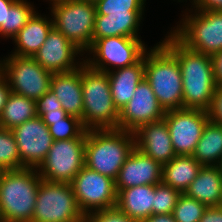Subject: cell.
Masks as SVG:
<instances>
[{
  "label": "cell",
  "instance_id": "6da1fadb",
  "mask_svg": "<svg viewBox=\"0 0 222 222\" xmlns=\"http://www.w3.org/2000/svg\"><path fill=\"white\" fill-rule=\"evenodd\" d=\"M162 43L177 57L183 86V108L207 111L217 88L212 57L190 50L171 33Z\"/></svg>",
  "mask_w": 222,
  "mask_h": 222
},
{
  "label": "cell",
  "instance_id": "7a4b0ae2",
  "mask_svg": "<svg viewBox=\"0 0 222 222\" xmlns=\"http://www.w3.org/2000/svg\"><path fill=\"white\" fill-rule=\"evenodd\" d=\"M134 148V132L120 129H88L85 166L116 180Z\"/></svg>",
  "mask_w": 222,
  "mask_h": 222
},
{
  "label": "cell",
  "instance_id": "3957f363",
  "mask_svg": "<svg viewBox=\"0 0 222 222\" xmlns=\"http://www.w3.org/2000/svg\"><path fill=\"white\" fill-rule=\"evenodd\" d=\"M159 43L144 54V77L165 111L183 108L182 74L177 57Z\"/></svg>",
  "mask_w": 222,
  "mask_h": 222
},
{
  "label": "cell",
  "instance_id": "277c9868",
  "mask_svg": "<svg viewBox=\"0 0 222 222\" xmlns=\"http://www.w3.org/2000/svg\"><path fill=\"white\" fill-rule=\"evenodd\" d=\"M41 177L36 168L4 171L0 178V222H31Z\"/></svg>",
  "mask_w": 222,
  "mask_h": 222
},
{
  "label": "cell",
  "instance_id": "5b68a950",
  "mask_svg": "<svg viewBox=\"0 0 222 222\" xmlns=\"http://www.w3.org/2000/svg\"><path fill=\"white\" fill-rule=\"evenodd\" d=\"M83 95L82 124L88 129H118L119 111L111 95L109 77L102 72L81 64Z\"/></svg>",
  "mask_w": 222,
  "mask_h": 222
},
{
  "label": "cell",
  "instance_id": "8992f818",
  "mask_svg": "<svg viewBox=\"0 0 222 222\" xmlns=\"http://www.w3.org/2000/svg\"><path fill=\"white\" fill-rule=\"evenodd\" d=\"M50 1L53 27L82 52L87 51L93 41L95 3L86 0Z\"/></svg>",
  "mask_w": 222,
  "mask_h": 222
},
{
  "label": "cell",
  "instance_id": "52a82bcc",
  "mask_svg": "<svg viewBox=\"0 0 222 222\" xmlns=\"http://www.w3.org/2000/svg\"><path fill=\"white\" fill-rule=\"evenodd\" d=\"M182 20V25L171 32L182 45L210 56L222 50V11L186 13Z\"/></svg>",
  "mask_w": 222,
  "mask_h": 222
},
{
  "label": "cell",
  "instance_id": "ba28073f",
  "mask_svg": "<svg viewBox=\"0 0 222 222\" xmlns=\"http://www.w3.org/2000/svg\"><path fill=\"white\" fill-rule=\"evenodd\" d=\"M84 219L70 183L41 179L31 222H76Z\"/></svg>",
  "mask_w": 222,
  "mask_h": 222
},
{
  "label": "cell",
  "instance_id": "9c48e42d",
  "mask_svg": "<svg viewBox=\"0 0 222 222\" xmlns=\"http://www.w3.org/2000/svg\"><path fill=\"white\" fill-rule=\"evenodd\" d=\"M87 130L79 137L54 141L37 171L43 180L70 183L85 166Z\"/></svg>",
  "mask_w": 222,
  "mask_h": 222
},
{
  "label": "cell",
  "instance_id": "30bf717a",
  "mask_svg": "<svg viewBox=\"0 0 222 222\" xmlns=\"http://www.w3.org/2000/svg\"><path fill=\"white\" fill-rule=\"evenodd\" d=\"M3 60V76L13 93L37 101L50 90L52 72L33 57L10 55Z\"/></svg>",
  "mask_w": 222,
  "mask_h": 222
},
{
  "label": "cell",
  "instance_id": "8fae6325",
  "mask_svg": "<svg viewBox=\"0 0 222 222\" xmlns=\"http://www.w3.org/2000/svg\"><path fill=\"white\" fill-rule=\"evenodd\" d=\"M146 48L139 38L125 36L104 37L97 41H92L88 51L94 53L92 59H85L83 62L89 67L109 72L108 66H115L120 69L137 63L145 54ZM106 64V65H105Z\"/></svg>",
  "mask_w": 222,
  "mask_h": 222
},
{
  "label": "cell",
  "instance_id": "7c38bea8",
  "mask_svg": "<svg viewBox=\"0 0 222 222\" xmlns=\"http://www.w3.org/2000/svg\"><path fill=\"white\" fill-rule=\"evenodd\" d=\"M84 215L116 207L115 180L84 166L70 182Z\"/></svg>",
  "mask_w": 222,
  "mask_h": 222
},
{
  "label": "cell",
  "instance_id": "4fadbf2b",
  "mask_svg": "<svg viewBox=\"0 0 222 222\" xmlns=\"http://www.w3.org/2000/svg\"><path fill=\"white\" fill-rule=\"evenodd\" d=\"M172 146L177 156H192L209 121L205 110L180 108L164 115Z\"/></svg>",
  "mask_w": 222,
  "mask_h": 222
},
{
  "label": "cell",
  "instance_id": "5bb4252c",
  "mask_svg": "<svg viewBox=\"0 0 222 222\" xmlns=\"http://www.w3.org/2000/svg\"><path fill=\"white\" fill-rule=\"evenodd\" d=\"M23 168H38L54 140L48 126L36 116L12 129Z\"/></svg>",
  "mask_w": 222,
  "mask_h": 222
},
{
  "label": "cell",
  "instance_id": "9a60e30c",
  "mask_svg": "<svg viewBox=\"0 0 222 222\" xmlns=\"http://www.w3.org/2000/svg\"><path fill=\"white\" fill-rule=\"evenodd\" d=\"M165 113L144 77L130 101L119 112L118 129L135 132L143 124L163 119Z\"/></svg>",
  "mask_w": 222,
  "mask_h": 222
},
{
  "label": "cell",
  "instance_id": "2e32d148",
  "mask_svg": "<svg viewBox=\"0 0 222 222\" xmlns=\"http://www.w3.org/2000/svg\"><path fill=\"white\" fill-rule=\"evenodd\" d=\"M81 52L78 47L53 27L33 58L44 69L52 73H66L77 70L81 66L83 62L80 64L74 62L76 55Z\"/></svg>",
  "mask_w": 222,
  "mask_h": 222
},
{
  "label": "cell",
  "instance_id": "e0dca14e",
  "mask_svg": "<svg viewBox=\"0 0 222 222\" xmlns=\"http://www.w3.org/2000/svg\"><path fill=\"white\" fill-rule=\"evenodd\" d=\"M162 182V165L134 148L121 167L115 180L116 192L140 185Z\"/></svg>",
  "mask_w": 222,
  "mask_h": 222
},
{
  "label": "cell",
  "instance_id": "ac0fdd59",
  "mask_svg": "<svg viewBox=\"0 0 222 222\" xmlns=\"http://www.w3.org/2000/svg\"><path fill=\"white\" fill-rule=\"evenodd\" d=\"M135 147L161 165L175 156L165 119L140 126L135 132Z\"/></svg>",
  "mask_w": 222,
  "mask_h": 222
},
{
  "label": "cell",
  "instance_id": "d6986e66",
  "mask_svg": "<svg viewBox=\"0 0 222 222\" xmlns=\"http://www.w3.org/2000/svg\"><path fill=\"white\" fill-rule=\"evenodd\" d=\"M52 90L61 103L63 110L82 121L83 95L81 85V66L74 71L66 73H53L50 82Z\"/></svg>",
  "mask_w": 222,
  "mask_h": 222
},
{
  "label": "cell",
  "instance_id": "ffe728a7",
  "mask_svg": "<svg viewBox=\"0 0 222 222\" xmlns=\"http://www.w3.org/2000/svg\"><path fill=\"white\" fill-rule=\"evenodd\" d=\"M111 95L120 112L134 95L137 85L144 78V56L135 64L109 71Z\"/></svg>",
  "mask_w": 222,
  "mask_h": 222
},
{
  "label": "cell",
  "instance_id": "44dd1931",
  "mask_svg": "<svg viewBox=\"0 0 222 222\" xmlns=\"http://www.w3.org/2000/svg\"><path fill=\"white\" fill-rule=\"evenodd\" d=\"M155 185H140L117 192L116 207L130 218L142 222L153 214Z\"/></svg>",
  "mask_w": 222,
  "mask_h": 222
},
{
  "label": "cell",
  "instance_id": "7402d4cb",
  "mask_svg": "<svg viewBox=\"0 0 222 222\" xmlns=\"http://www.w3.org/2000/svg\"><path fill=\"white\" fill-rule=\"evenodd\" d=\"M184 194L205 204L219 206L222 197V175L218 166H202Z\"/></svg>",
  "mask_w": 222,
  "mask_h": 222
},
{
  "label": "cell",
  "instance_id": "603a6c76",
  "mask_svg": "<svg viewBox=\"0 0 222 222\" xmlns=\"http://www.w3.org/2000/svg\"><path fill=\"white\" fill-rule=\"evenodd\" d=\"M53 28V20L34 13L26 25L13 38L17 45L11 55L33 57Z\"/></svg>",
  "mask_w": 222,
  "mask_h": 222
},
{
  "label": "cell",
  "instance_id": "cb8c5ba5",
  "mask_svg": "<svg viewBox=\"0 0 222 222\" xmlns=\"http://www.w3.org/2000/svg\"><path fill=\"white\" fill-rule=\"evenodd\" d=\"M141 20L142 14L95 15L93 41L114 36L139 38L137 32Z\"/></svg>",
  "mask_w": 222,
  "mask_h": 222
},
{
  "label": "cell",
  "instance_id": "d4e9b609",
  "mask_svg": "<svg viewBox=\"0 0 222 222\" xmlns=\"http://www.w3.org/2000/svg\"><path fill=\"white\" fill-rule=\"evenodd\" d=\"M202 165L193 156H175L162 165V182L184 193Z\"/></svg>",
  "mask_w": 222,
  "mask_h": 222
},
{
  "label": "cell",
  "instance_id": "484cf974",
  "mask_svg": "<svg viewBox=\"0 0 222 222\" xmlns=\"http://www.w3.org/2000/svg\"><path fill=\"white\" fill-rule=\"evenodd\" d=\"M193 158L202 166H217L222 158V125L208 121Z\"/></svg>",
  "mask_w": 222,
  "mask_h": 222
},
{
  "label": "cell",
  "instance_id": "4316f807",
  "mask_svg": "<svg viewBox=\"0 0 222 222\" xmlns=\"http://www.w3.org/2000/svg\"><path fill=\"white\" fill-rule=\"evenodd\" d=\"M36 116L35 100L10 92L0 115V127L12 130Z\"/></svg>",
  "mask_w": 222,
  "mask_h": 222
},
{
  "label": "cell",
  "instance_id": "83f0119b",
  "mask_svg": "<svg viewBox=\"0 0 222 222\" xmlns=\"http://www.w3.org/2000/svg\"><path fill=\"white\" fill-rule=\"evenodd\" d=\"M0 167L5 171L22 169L15 136L10 129L0 127Z\"/></svg>",
  "mask_w": 222,
  "mask_h": 222
},
{
  "label": "cell",
  "instance_id": "f1b7e54d",
  "mask_svg": "<svg viewBox=\"0 0 222 222\" xmlns=\"http://www.w3.org/2000/svg\"><path fill=\"white\" fill-rule=\"evenodd\" d=\"M35 12L32 5L26 0H18L7 12L6 38L13 39Z\"/></svg>",
  "mask_w": 222,
  "mask_h": 222
},
{
  "label": "cell",
  "instance_id": "f546056e",
  "mask_svg": "<svg viewBox=\"0 0 222 222\" xmlns=\"http://www.w3.org/2000/svg\"><path fill=\"white\" fill-rule=\"evenodd\" d=\"M146 0H97L96 15L143 14Z\"/></svg>",
  "mask_w": 222,
  "mask_h": 222
},
{
  "label": "cell",
  "instance_id": "4dcf8cb0",
  "mask_svg": "<svg viewBox=\"0 0 222 222\" xmlns=\"http://www.w3.org/2000/svg\"><path fill=\"white\" fill-rule=\"evenodd\" d=\"M48 129L54 141L79 138L87 130L81 119L72 115H67L63 120L51 121Z\"/></svg>",
  "mask_w": 222,
  "mask_h": 222
},
{
  "label": "cell",
  "instance_id": "1f68e13d",
  "mask_svg": "<svg viewBox=\"0 0 222 222\" xmlns=\"http://www.w3.org/2000/svg\"><path fill=\"white\" fill-rule=\"evenodd\" d=\"M207 206L182 193L173 210L176 222H199Z\"/></svg>",
  "mask_w": 222,
  "mask_h": 222
},
{
  "label": "cell",
  "instance_id": "d6a6232c",
  "mask_svg": "<svg viewBox=\"0 0 222 222\" xmlns=\"http://www.w3.org/2000/svg\"><path fill=\"white\" fill-rule=\"evenodd\" d=\"M181 194L163 182L155 184L153 214H172Z\"/></svg>",
  "mask_w": 222,
  "mask_h": 222
},
{
  "label": "cell",
  "instance_id": "836d02e7",
  "mask_svg": "<svg viewBox=\"0 0 222 222\" xmlns=\"http://www.w3.org/2000/svg\"><path fill=\"white\" fill-rule=\"evenodd\" d=\"M84 222H138L117 207L98 210L85 215Z\"/></svg>",
  "mask_w": 222,
  "mask_h": 222
},
{
  "label": "cell",
  "instance_id": "e575fe53",
  "mask_svg": "<svg viewBox=\"0 0 222 222\" xmlns=\"http://www.w3.org/2000/svg\"><path fill=\"white\" fill-rule=\"evenodd\" d=\"M63 109L57 96L52 90H49L40 99L36 101V113L41 117L45 112Z\"/></svg>",
  "mask_w": 222,
  "mask_h": 222
},
{
  "label": "cell",
  "instance_id": "d590c367",
  "mask_svg": "<svg viewBox=\"0 0 222 222\" xmlns=\"http://www.w3.org/2000/svg\"><path fill=\"white\" fill-rule=\"evenodd\" d=\"M207 113L210 121L222 125V86H217Z\"/></svg>",
  "mask_w": 222,
  "mask_h": 222
},
{
  "label": "cell",
  "instance_id": "8d00e7d4",
  "mask_svg": "<svg viewBox=\"0 0 222 222\" xmlns=\"http://www.w3.org/2000/svg\"><path fill=\"white\" fill-rule=\"evenodd\" d=\"M18 0H0V35L6 38V17L9 9Z\"/></svg>",
  "mask_w": 222,
  "mask_h": 222
},
{
  "label": "cell",
  "instance_id": "74e56055",
  "mask_svg": "<svg viewBox=\"0 0 222 222\" xmlns=\"http://www.w3.org/2000/svg\"><path fill=\"white\" fill-rule=\"evenodd\" d=\"M199 222H222V209L219 206L207 207Z\"/></svg>",
  "mask_w": 222,
  "mask_h": 222
},
{
  "label": "cell",
  "instance_id": "f35d334b",
  "mask_svg": "<svg viewBox=\"0 0 222 222\" xmlns=\"http://www.w3.org/2000/svg\"><path fill=\"white\" fill-rule=\"evenodd\" d=\"M197 11L212 10L222 11V0H193Z\"/></svg>",
  "mask_w": 222,
  "mask_h": 222
},
{
  "label": "cell",
  "instance_id": "ab89813d",
  "mask_svg": "<svg viewBox=\"0 0 222 222\" xmlns=\"http://www.w3.org/2000/svg\"><path fill=\"white\" fill-rule=\"evenodd\" d=\"M211 57L216 84L217 86H222V50Z\"/></svg>",
  "mask_w": 222,
  "mask_h": 222
},
{
  "label": "cell",
  "instance_id": "60d3db41",
  "mask_svg": "<svg viewBox=\"0 0 222 222\" xmlns=\"http://www.w3.org/2000/svg\"><path fill=\"white\" fill-rule=\"evenodd\" d=\"M67 115L63 109H59L45 112L40 118L47 126H50L51 121L63 120Z\"/></svg>",
  "mask_w": 222,
  "mask_h": 222
},
{
  "label": "cell",
  "instance_id": "b9f144b4",
  "mask_svg": "<svg viewBox=\"0 0 222 222\" xmlns=\"http://www.w3.org/2000/svg\"><path fill=\"white\" fill-rule=\"evenodd\" d=\"M10 92H11L10 86L8 85V82L5 79V77L2 76L0 78V115L3 111L7 97L9 96Z\"/></svg>",
  "mask_w": 222,
  "mask_h": 222
},
{
  "label": "cell",
  "instance_id": "7bdbcfd3",
  "mask_svg": "<svg viewBox=\"0 0 222 222\" xmlns=\"http://www.w3.org/2000/svg\"><path fill=\"white\" fill-rule=\"evenodd\" d=\"M142 222H176L173 214H152Z\"/></svg>",
  "mask_w": 222,
  "mask_h": 222
},
{
  "label": "cell",
  "instance_id": "ee69618b",
  "mask_svg": "<svg viewBox=\"0 0 222 222\" xmlns=\"http://www.w3.org/2000/svg\"><path fill=\"white\" fill-rule=\"evenodd\" d=\"M3 76V61H0V78Z\"/></svg>",
  "mask_w": 222,
  "mask_h": 222
},
{
  "label": "cell",
  "instance_id": "f6af8a7d",
  "mask_svg": "<svg viewBox=\"0 0 222 222\" xmlns=\"http://www.w3.org/2000/svg\"><path fill=\"white\" fill-rule=\"evenodd\" d=\"M217 166L219 167V170H220L221 175H222V158H221V160H220V162Z\"/></svg>",
  "mask_w": 222,
  "mask_h": 222
},
{
  "label": "cell",
  "instance_id": "bcb514c9",
  "mask_svg": "<svg viewBox=\"0 0 222 222\" xmlns=\"http://www.w3.org/2000/svg\"><path fill=\"white\" fill-rule=\"evenodd\" d=\"M5 170L0 167V178Z\"/></svg>",
  "mask_w": 222,
  "mask_h": 222
},
{
  "label": "cell",
  "instance_id": "7dc6e473",
  "mask_svg": "<svg viewBox=\"0 0 222 222\" xmlns=\"http://www.w3.org/2000/svg\"><path fill=\"white\" fill-rule=\"evenodd\" d=\"M219 207L222 209V197H221V201H220Z\"/></svg>",
  "mask_w": 222,
  "mask_h": 222
},
{
  "label": "cell",
  "instance_id": "c3c4849f",
  "mask_svg": "<svg viewBox=\"0 0 222 222\" xmlns=\"http://www.w3.org/2000/svg\"><path fill=\"white\" fill-rule=\"evenodd\" d=\"M86 1H89V2H94V3H95L97 0H86Z\"/></svg>",
  "mask_w": 222,
  "mask_h": 222
}]
</instances>
